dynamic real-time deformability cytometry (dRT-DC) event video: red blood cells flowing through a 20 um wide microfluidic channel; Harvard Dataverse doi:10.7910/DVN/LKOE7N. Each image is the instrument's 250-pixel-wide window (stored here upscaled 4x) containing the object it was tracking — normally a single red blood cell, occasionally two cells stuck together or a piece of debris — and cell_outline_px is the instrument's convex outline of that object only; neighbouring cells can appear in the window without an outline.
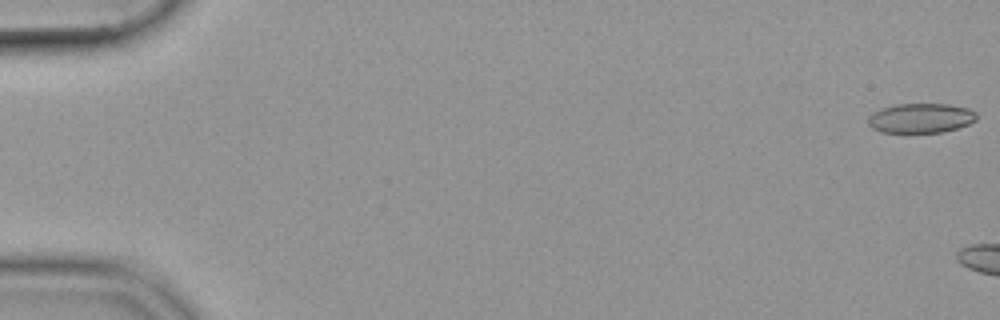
{"species": "common noctule bat (a hibernating species)", "species_latin": "Nyctalus noctula", "temperature_condition": "cold", "stored_images_in_passage": 7, "camera_frame_rate_fps": 3000, "um_per_image_px": 0.085, "animal": {"sex": "female", "body_mass_g": 19.9}, "frame": {"image": 1, "passage_image": 1, "time_ms": 0.0, "image_size_px": [1000, 320], "cell_outline_px": [[976, 120], [968, 124], [944, 132], [880, 132], [872, 128], [868, 124], [868, 116], [872, 112], [880, 108], [896, 104], [948, 104], [968, 108], [976, 112]], "centroid_in_image_um": [78.23, 10.03], "position_along_channel_um": 6.8, "area_um2": 18.79}}